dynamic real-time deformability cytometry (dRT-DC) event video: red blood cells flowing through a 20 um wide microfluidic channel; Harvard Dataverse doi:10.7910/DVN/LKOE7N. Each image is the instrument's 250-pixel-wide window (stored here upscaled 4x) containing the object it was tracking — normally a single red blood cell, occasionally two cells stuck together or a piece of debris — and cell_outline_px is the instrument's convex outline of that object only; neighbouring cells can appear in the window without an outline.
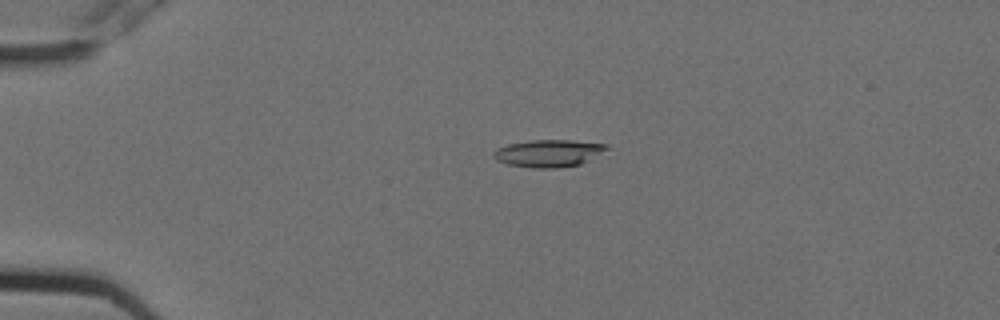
{"species": "Egyptian fruit bat (a non-hibernating species)", "species_latin": "Rousettus aegyptiacus", "temperature_condition": "cold", "stored_images_in_passage": 7, "camera_frame_rate_fps": 3000, "um_per_image_px": 0.085, "animal": {"sex": "female"}, "frame": {"image": 1, "passage_image": 4, "time_ms": 1.0, "image_size_px": [1000, 320], "cell_outline_px": [[608, 148], [588, 160], [580, 164], [560, 168], [532, 168], [508, 164], [496, 160], [492, 156], [492, 152], [496, 148], [508, 144], [532, 140], [572, 140], [608, 144]], "centroid_in_image_um": [46.58, 13.02], "position_along_channel_um": 38.4, "area_um2": 17.98}}
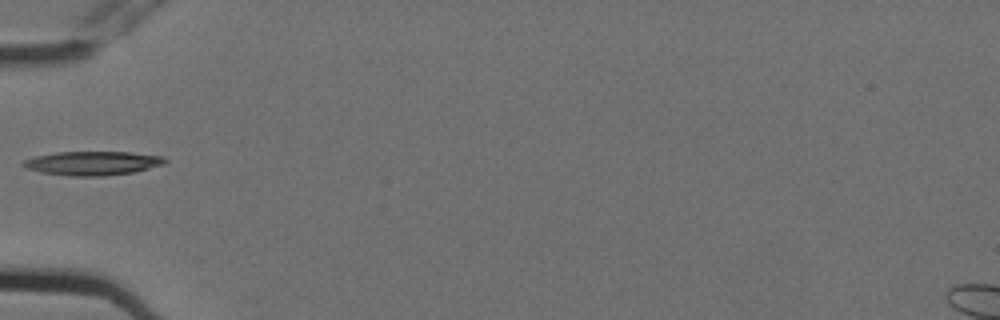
{"frame": {"image": 2, "passage_image": 6, "time_ms": 1.667, "image_size_px": [1000, 320], "cell_outline_px": [[168, 160], [164, 164], [132, 172], [100, 176], [72, 176], [40, 172], [24, 168], [20, 164], [24, 160], [36, 156], [56, 152], [132, 152], [164, 156]], "centroid_in_image_um": [7.85, 13.86], "position_along_channel_um": 77.2, "area_um2": 19.77}}
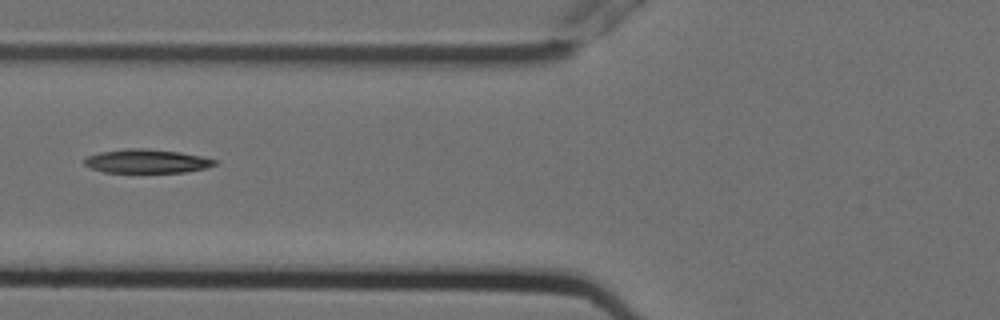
{"frame": {"image": 3, "passage_image": 7, "time_ms": 2.0, "image_size_px": [1000, 320], "cell_outline_px": [[216, 164], [204, 168], [184, 172], [104, 172], [92, 168], [84, 164], [84, 160], [88, 156], [100, 152], [128, 148], [148, 148], [180, 152], [200, 156], [216, 160]], "centroid_in_image_um": [12.45, 13.69], "position_along_channel_um": 113.3, "area_um2": 17.86}}